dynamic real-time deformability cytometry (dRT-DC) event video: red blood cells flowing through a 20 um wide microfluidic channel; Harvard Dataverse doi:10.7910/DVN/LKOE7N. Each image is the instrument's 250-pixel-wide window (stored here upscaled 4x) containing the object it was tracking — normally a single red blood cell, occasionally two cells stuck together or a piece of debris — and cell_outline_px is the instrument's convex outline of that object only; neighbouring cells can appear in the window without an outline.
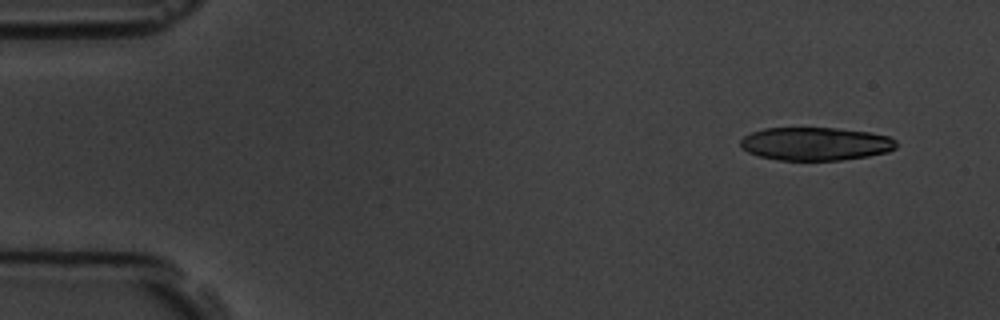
{"species": "common noctule bat (a hibernating species)", "species_latin": "Nyctalus noctula", "temperature_condition": "room temperature", "stored_images_in_passage": 6, "camera_frame_rate_fps": 3000, "um_per_image_px": 0.085, "animal": {"sex": "male", "body_mass_g": 19.5, "forearm_length_mm": 54.6}, "frame": {"image": 1, "passage_image": 1, "time_ms": 0.0, "image_size_px": [1000, 320], "cell_outline_px": [[896, 148], [888, 152], [868, 156], [840, 160], [780, 160], [760, 156], [748, 152], [740, 144], [740, 140], [744, 136], [752, 132], [764, 128], [836, 128], [868, 132], [888, 136], [896, 140]], "centroid_in_image_um": [69.33, 12.22], "position_along_channel_um": 15.7, "area_um2": 30.0}}